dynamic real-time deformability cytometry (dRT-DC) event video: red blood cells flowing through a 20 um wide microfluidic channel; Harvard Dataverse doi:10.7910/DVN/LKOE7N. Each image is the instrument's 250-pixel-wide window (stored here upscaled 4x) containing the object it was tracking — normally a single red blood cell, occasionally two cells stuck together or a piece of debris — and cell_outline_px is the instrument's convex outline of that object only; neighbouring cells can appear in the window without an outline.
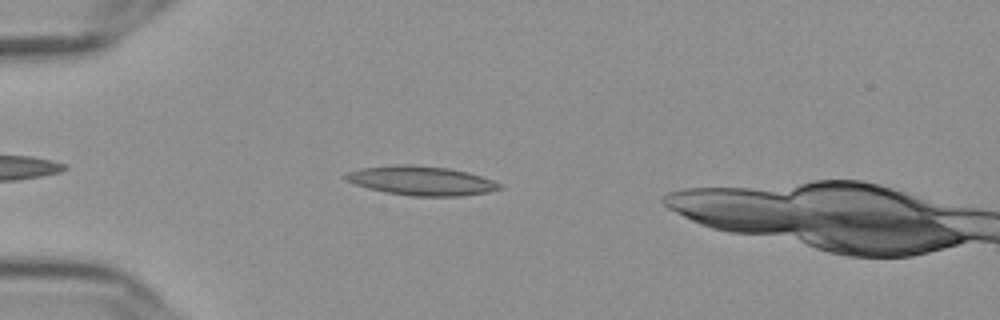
{"species": "Egyptian fruit bat (a non-hibernating species)", "species_latin": "Rousettus aegyptiacus", "temperature_condition": "cold", "stored_images_in_passage": 43, "camera_frame_rate_fps": 3000, "um_per_image_px": 0.085, "frame": {"image": 1, "passage_image": 6, "time_ms": 1.667, "image_size_px": [1000, 320], "cell_outline_px": [[500, 188], [488, 192], [460, 196], [412, 196], [384, 192], [368, 188], [344, 180], [344, 176], [348, 172], [360, 168], [396, 164], [412, 164], [448, 168], [468, 172], [492, 180], [500, 184]], "centroid_in_image_um": [35.76, 15.35], "position_along_channel_um": 49.2, "area_um2": 26.13}}
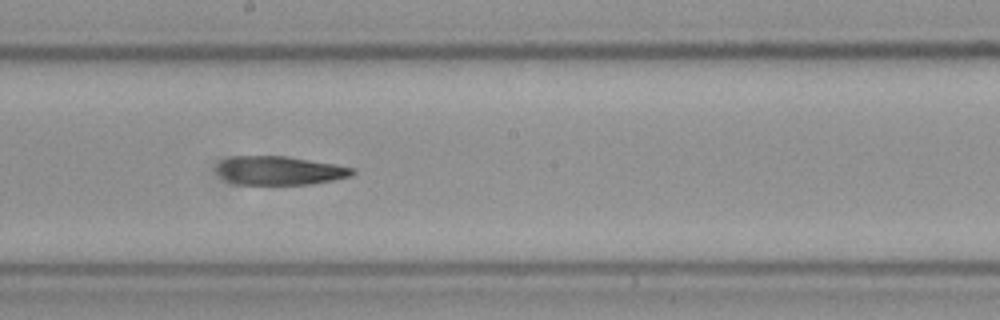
{"frame": {"image": 2, "passage_image": 22, "time_ms": 7.0, "image_size_px": [1000, 320], "cell_outline_px": [[356, 172], [352, 176], [312, 184], [240, 184], [228, 180], [220, 176], [216, 168], [224, 160], [236, 156], [288, 156], [356, 168]], "centroid_in_image_um": [23.84, 14.49], "position_along_channel_um": 224.4, "area_um2": 22.43}}
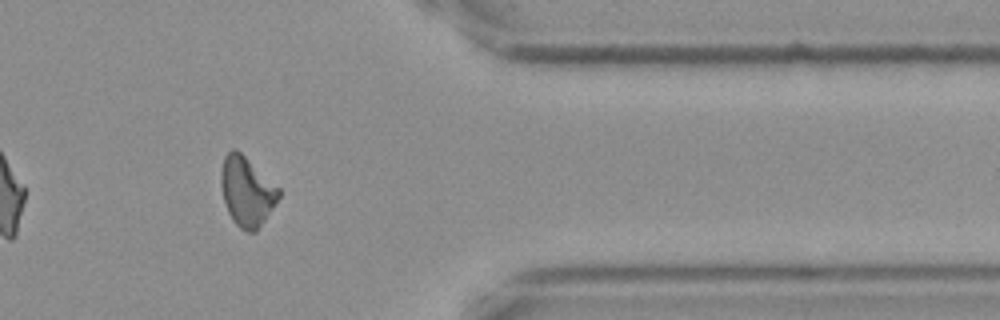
{"frame": {"image": 3, "passage_image": 37, "time_ms": 12.0, "image_size_px": [1000, 320], "cell_outline_px": [[280, 196], [256, 232], [244, 232], [232, 220], [224, 204], [220, 184], [220, 172], [224, 156], [232, 148], [236, 148], [280, 188]], "centroid_in_image_um": [20.95, 16.27], "position_along_channel_um": 390.5, "area_um2": 23.47}}